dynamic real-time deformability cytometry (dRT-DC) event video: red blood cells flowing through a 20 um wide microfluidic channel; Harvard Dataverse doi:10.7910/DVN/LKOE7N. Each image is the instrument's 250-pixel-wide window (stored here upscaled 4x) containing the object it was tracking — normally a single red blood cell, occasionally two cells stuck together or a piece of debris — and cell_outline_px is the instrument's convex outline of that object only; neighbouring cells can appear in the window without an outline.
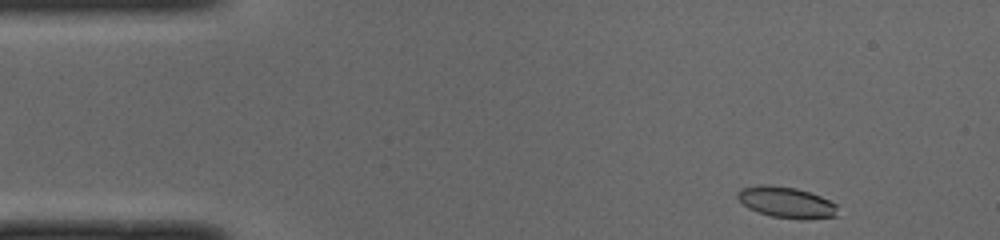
{"species": "common noctule bat (a hibernating species)", "species_latin": "Nyctalus noctula", "temperature_condition": "cold", "stored_images_in_passage": 45, "camera_frame_rate_fps": 3000, "um_per_image_px": 0.085, "animal": {"sex": "male", "body_mass_g": 19.0, "forearm_length_mm": 50.8}, "frame": {"image": 1, "passage_image": 1, "time_ms": 0.0, "image_size_px": [1000, 240], "cell_outline_px": [[836, 216], [804, 220], [800, 220], [772, 216], [748, 208], [736, 196], [736, 192], [740, 188], [760, 184], [768, 184], [796, 188], [820, 196], [836, 204]], "centroid_in_image_um": [66.81, 17.19], "position_along_channel_um": 18.2, "area_um2": 18.09}}
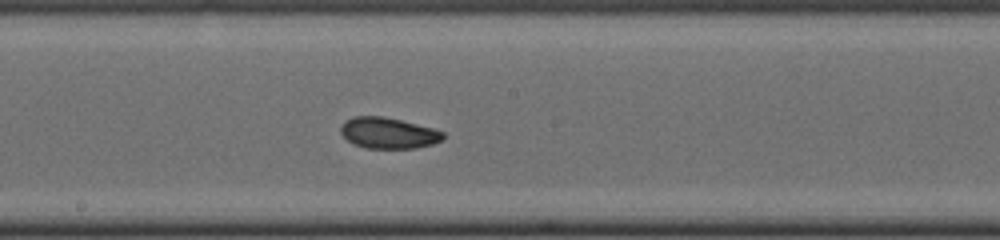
{"frame": {"image": 2, "passage_image": 22, "time_ms": 7.0, "image_size_px": [1000, 240], "cell_outline_px": [[444, 140], [432, 144], [416, 148], [364, 148], [352, 144], [340, 132], [340, 128], [344, 120], [352, 116], [384, 116], [432, 128], [444, 132]], "centroid_in_image_um": [32.98, 11.3], "position_along_channel_um": 215.2, "area_um2": 18.61}}
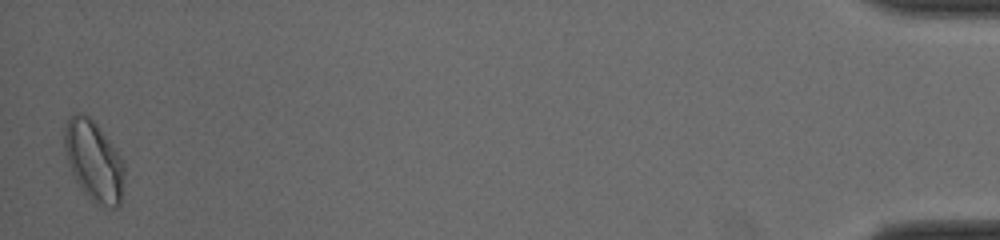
{"frame": {"image": 3, "passage_image": 45, "time_ms": 14.667, "image_size_px": [1000, 240], "cell_outline_px": [[124, 180], [120, 204], [116, 208], [100, 208], [80, 188], [68, 164], [64, 148], [64, 124], [68, 116], [80, 112], [88, 116], [96, 124], [124, 160]], "centroid_in_image_um": [7.97, 13.7], "position_along_channel_um": 427.2, "area_um2": 28.32}, "authors_computed_cell_mechanics": {"area_um2": 19.074, "velocity_mm_per_s": 3.9963, "shape_relaxation_time_tau1_ms": 3.9452, "shape_relaxation_time_tau2_ms": 1.9424, "deformation_change_tau1": 0.0979, "deformation_change_tau2": 0.0665}}